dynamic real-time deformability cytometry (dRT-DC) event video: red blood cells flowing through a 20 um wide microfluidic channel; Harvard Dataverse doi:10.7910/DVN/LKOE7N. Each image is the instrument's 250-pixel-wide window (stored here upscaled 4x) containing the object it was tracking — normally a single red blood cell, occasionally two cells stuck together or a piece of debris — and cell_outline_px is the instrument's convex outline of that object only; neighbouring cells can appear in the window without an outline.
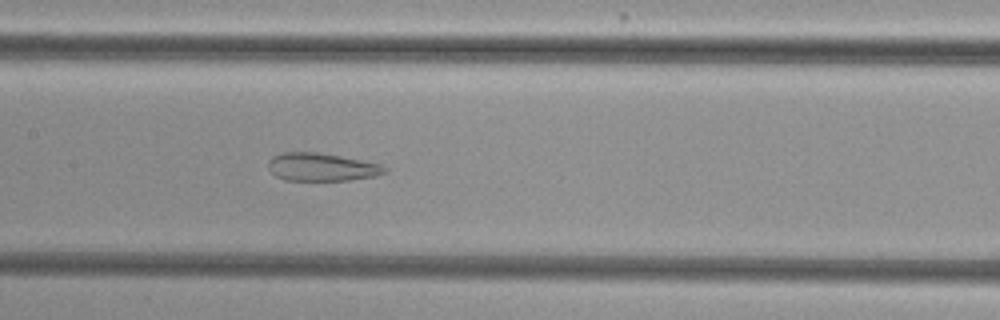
{"species": "common noctule bat (a hibernating species)", "species_latin": "Nyctalus noctula", "temperature_condition": "cold", "stored_images_in_passage": 55, "camera_frame_rate_fps": 3000, "um_per_image_px": 0.085, "animal": {"sex": "female", "body_mass_g": 29.2, "forearm_length_mm": 56.3}, "frame": {"image": 1, "passage_image": 28, "time_ms": 9.0, "image_size_px": [1000, 320], "cell_outline_px": [[388, 172], [376, 176], [348, 180], [284, 180], [276, 176], [268, 168], [268, 160], [272, 156], [284, 152], [316, 152], [340, 156], [380, 164], [388, 168]], "centroid_in_image_um": [27.33, 14.2], "position_along_channel_um": 180.1, "area_um2": 18.96}}
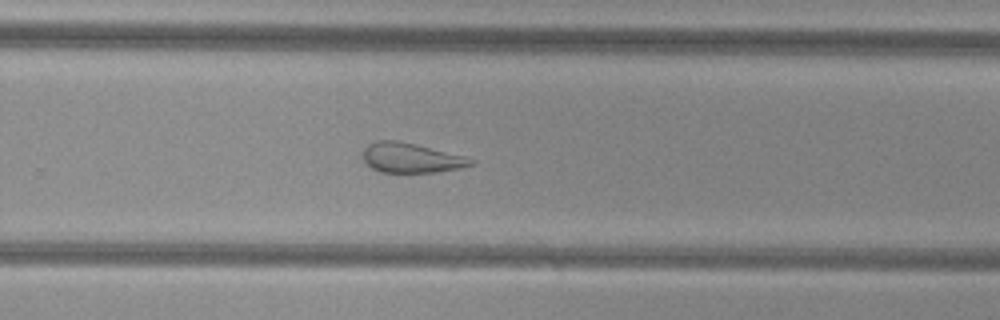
{"frame": {"image": 2, "passage_image": 37, "time_ms": 12.0, "image_size_px": [1000, 320], "cell_outline_px": [[476, 160], [472, 164], [460, 168], [436, 172], [380, 172], [372, 168], [364, 160], [364, 148], [368, 144], [376, 140], [396, 140], [416, 144], [464, 156]], "centroid_in_image_um": [34.93, 13.41], "position_along_channel_um": 294.9, "area_um2": 18.55}}
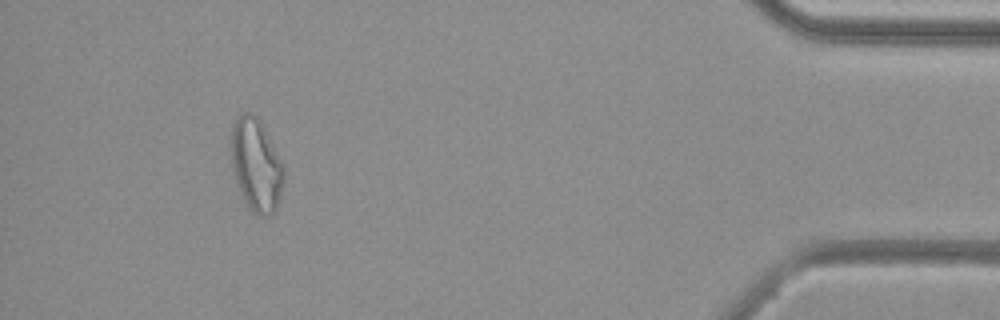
{"frame": {"image": 3, "passage_image": 51, "time_ms": 16.667, "image_size_px": [1000, 320], "cell_outline_px": [[284, 180], [280, 200], [276, 208], [268, 216], [260, 216], [252, 212], [248, 208], [244, 200], [236, 180], [232, 168], [232, 124], [244, 112], [256, 116], [280, 160], [284, 168]], "centroid_in_image_um": [21.78, 14.1], "position_along_channel_um": 413.4, "area_um2": 27.69}}